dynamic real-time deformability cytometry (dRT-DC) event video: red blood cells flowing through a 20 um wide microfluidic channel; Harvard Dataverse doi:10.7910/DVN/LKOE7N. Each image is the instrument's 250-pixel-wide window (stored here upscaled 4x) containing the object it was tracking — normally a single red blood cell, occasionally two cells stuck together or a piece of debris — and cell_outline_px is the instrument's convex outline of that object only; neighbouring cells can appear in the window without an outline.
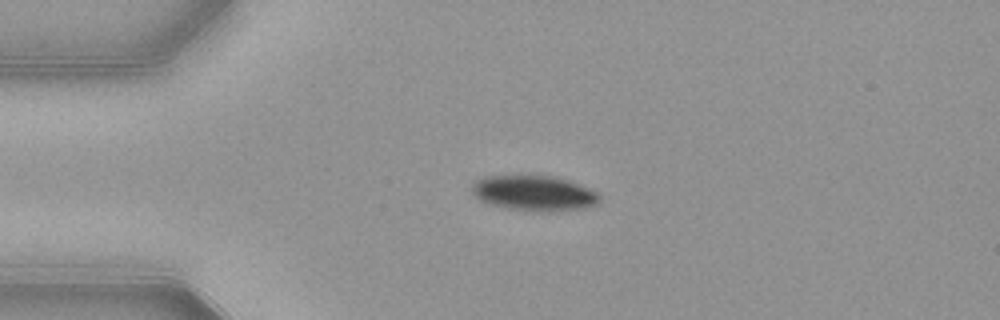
{"species": "common noctule bat (a hibernating species)", "species_latin": "Nyctalus noctula", "temperature_condition": "warm", "stored_images_in_passage": 39, "camera_frame_rate_fps": 3000, "um_per_image_px": 0.085, "animal": {"sex": "female", "body_mass_g": 21.9}, "frame": {"image": 1, "passage_image": 1, "time_ms": 0.0, "image_size_px": [1000, 320], "cell_outline_px": [[600, 200], [596, 204], [584, 208], [508, 208], [492, 204], [480, 200], [472, 192], [472, 184], [476, 180], [484, 176], [556, 176], [580, 184], [600, 192]], "centroid_in_image_um": [45.4, 16.35], "position_along_channel_um": 39.6, "area_um2": 25.09}}
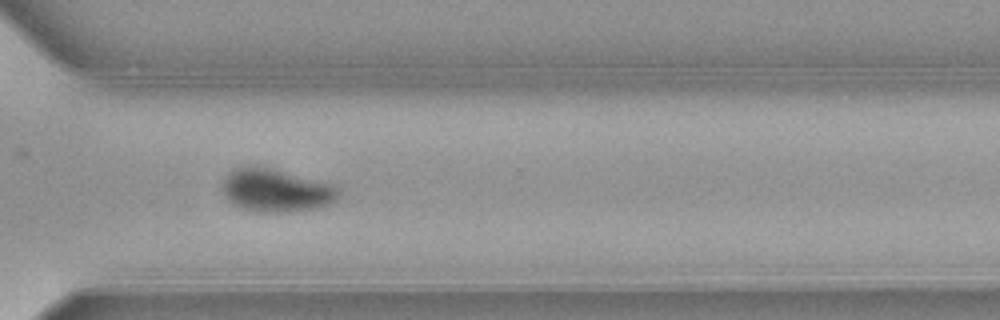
{"frame": {"image": 2, "passage_image": 27, "time_ms": 8.667, "image_size_px": [1000, 320], "cell_outline_px": [[340, 196], [336, 200], [328, 204], [316, 208], [292, 212], [264, 212], [244, 208], [228, 200], [224, 196], [224, 176], [228, 172], [236, 168], [248, 164], [260, 164], [332, 184], [340, 188]], "centroid_in_image_um": [23.48, 16.14], "position_along_channel_um": 347.1, "area_um2": 29.48}}
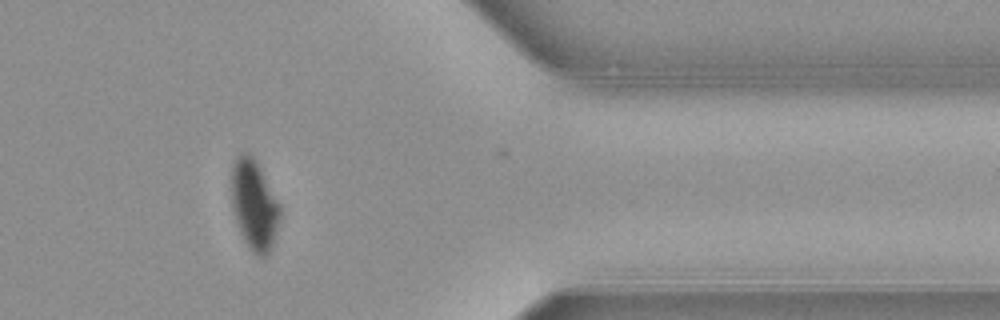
{"frame": {"image": 3, "passage_image": 32, "time_ms": 10.333, "image_size_px": [1000, 320], "cell_outline_px": [[280, 220], [268, 256], [256, 256], [248, 248], [240, 232], [232, 208], [232, 164], [236, 156], [240, 152], [248, 152], [256, 160], [280, 204]], "centroid_in_image_um": [21.61, 17.41], "position_along_channel_um": 389.8, "area_um2": 25.55}, "authors_computed_cell_mechanics": {"area_um2": 29.478, "velocity_mm_per_s": 3.8761, "shape_relaxation_time_tau1_ms": 2.6932, "shape_relaxation_time_tau2_ms": 6.6369, "deformation_change_tau1": 0.1373, "deformation_change_tau2": 0.063}}